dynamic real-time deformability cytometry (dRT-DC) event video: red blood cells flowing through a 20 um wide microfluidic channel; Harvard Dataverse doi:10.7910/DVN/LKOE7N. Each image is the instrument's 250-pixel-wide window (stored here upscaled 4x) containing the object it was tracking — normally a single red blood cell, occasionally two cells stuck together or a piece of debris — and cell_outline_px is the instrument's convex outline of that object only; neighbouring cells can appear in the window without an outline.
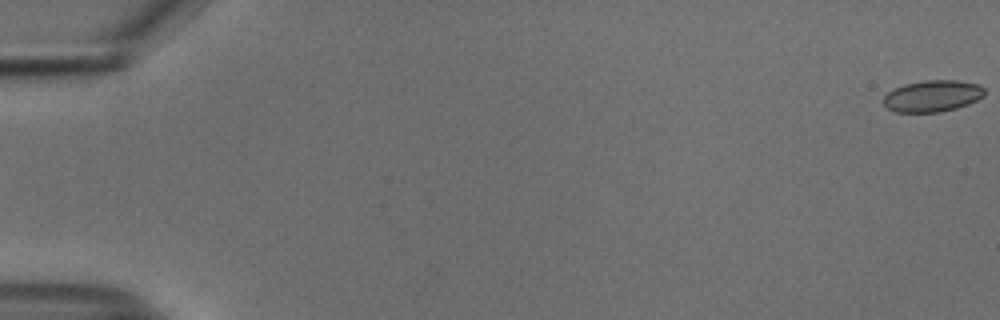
{"species": "common noctule bat (a hibernating species)", "species_latin": "Nyctalus noctula", "temperature_condition": "cold", "stored_images_in_passage": 55, "camera_frame_rate_fps": 3000, "um_per_image_px": 0.085, "animal": {"sex": "male", "body_mass_g": 18.8}, "frame": {"image": 1, "passage_image": 1, "time_ms": 0.0, "image_size_px": [1000, 320], "cell_outline_px": [[984, 96], [968, 104], [956, 108], [940, 112], [896, 112], [888, 108], [884, 104], [884, 96], [888, 92], [904, 84], [924, 80], [956, 80], [980, 84], [984, 88]], "centroid_in_image_um": [79.28, 8.15], "position_along_channel_um": 5.7, "area_um2": 18.55}}
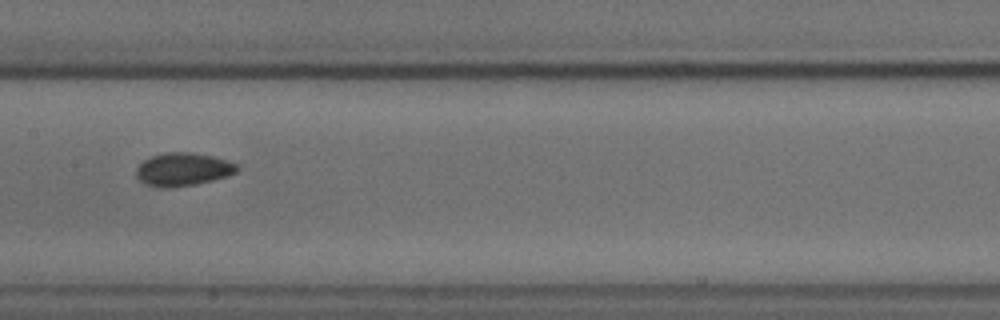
{"frame": {"image": 2, "passage_image": 29, "time_ms": 9.333, "image_size_px": [1000, 320], "cell_outline_px": [[240, 168], [236, 172], [228, 176], [196, 184], [168, 188], [160, 188], [144, 184], [136, 176], [136, 168], [144, 160], [152, 156], [164, 152], [188, 152], [212, 156], [236, 164]], "centroid_in_image_um": [15.52, 14.4], "position_along_channel_um": 191.9, "area_um2": 19.42}}
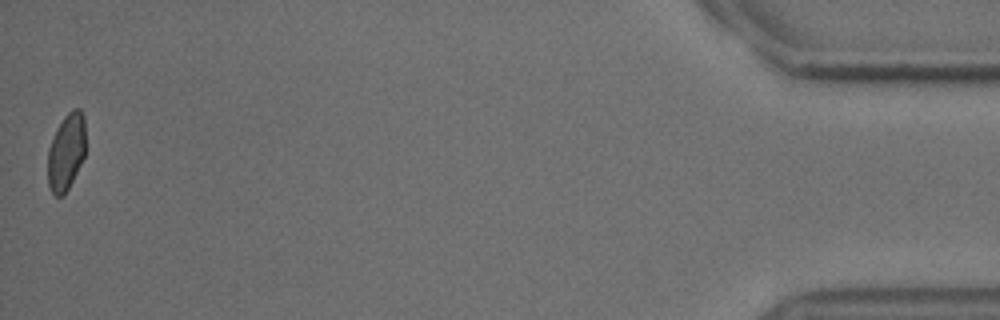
{"frame": {"image": 3, "passage_image": 55, "time_ms": 18.0, "image_size_px": [1000, 320], "cell_outline_px": [[84, 156], [64, 196], [56, 196], [52, 192], [48, 184], [48, 148], [56, 128], [64, 116], [72, 108], [80, 108], [84, 116]], "centroid_in_image_um": [5.61, 12.88], "position_along_channel_um": 429.6, "area_um2": 16.82}, "authors_computed_cell_mechanics": {"area_um2": 18.5538, "velocity_mm_per_s": 3.7492, "shape_relaxation_time_tau1_ms": 3.3685, "shape_relaxation_time_tau2_ms": 1.3181, "deformation_change_tau1": 0.068, "deformation_change_tau2": 0.0543}}